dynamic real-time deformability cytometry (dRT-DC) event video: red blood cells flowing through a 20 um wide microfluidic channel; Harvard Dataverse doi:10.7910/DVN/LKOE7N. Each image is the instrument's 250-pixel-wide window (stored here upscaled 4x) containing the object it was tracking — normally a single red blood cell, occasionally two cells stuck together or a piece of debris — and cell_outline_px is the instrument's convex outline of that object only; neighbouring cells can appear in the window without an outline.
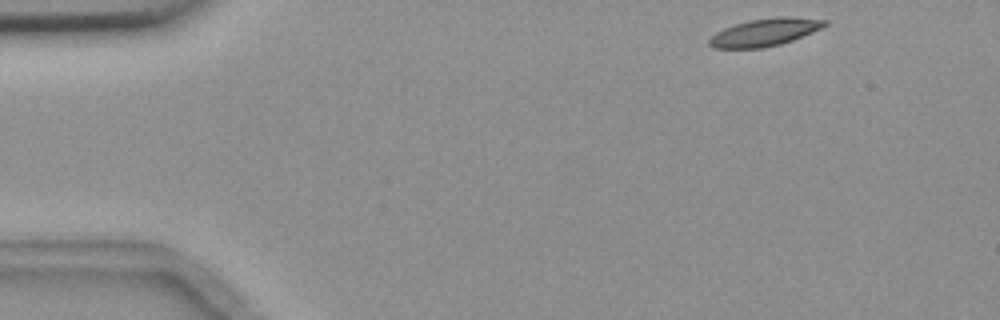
{"species": "common noctule bat (a hibernating species)", "species_latin": "Nyctalus noctula", "temperature_condition": "room temperature", "stored_images_in_passage": 4, "camera_frame_rate_fps": 3000, "um_per_image_px": 0.085, "animal": {"sex": "female", "body_mass_g": 18.4}, "frame": {"image": 1, "passage_image": 1, "time_ms": 0.0, "image_size_px": [1000, 320], "cell_outline_px": [[828, 24], [812, 32], [792, 40], [780, 44], [764, 48], [712, 48], [708, 44], [708, 40], [716, 32], [724, 28], [748, 20], [776, 16], [784, 16], [828, 20]], "centroid_in_image_um": [64.99, 2.74], "position_along_channel_um": 20.0, "area_um2": 18.5}}
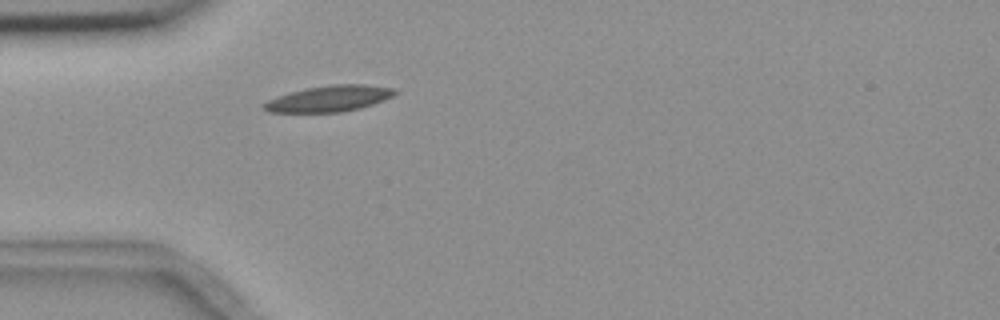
{"frame": {"image": 2, "passage_image": 4, "time_ms": 3.333, "image_size_px": [1000, 320], "cell_outline_px": [[396, 92], [392, 96], [384, 100], [360, 108], [340, 112], [268, 112], [260, 104], [276, 96], [288, 92], [308, 88], [336, 84], [364, 84], [396, 88]], "centroid_in_image_um": [27.96, 8.38], "position_along_channel_um": 57.0, "area_um2": 19.83}}